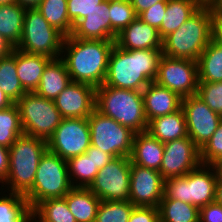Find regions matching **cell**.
Wrapping results in <instances>:
<instances>
[{
    "label": "cell",
    "mask_w": 222,
    "mask_h": 222,
    "mask_svg": "<svg viewBox=\"0 0 222 222\" xmlns=\"http://www.w3.org/2000/svg\"><path fill=\"white\" fill-rule=\"evenodd\" d=\"M39 220H36V218ZM35 220V221H34ZM76 222L64 197L50 198L32 209V222Z\"/></svg>",
    "instance_id": "29"
},
{
    "label": "cell",
    "mask_w": 222,
    "mask_h": 222,
    "mask_svg": "<svg viewBox=\"0 0 222 222\" xmlns=\"http://www.w3.org/2000/svg\"><path fill=\"white\" fill-rule=\"evenodd\" d=\"M15 46L0 34V59L13 52Z\"/></svg>",
    "instance_id": "48"
},
{
    "label": "cell",
    "mask_w": 222,
    "mask_h": 222,
    "mask_svg": "<svg viewBox=\"0 0 222 222\" xmlns=\"http://www.w3.org/2000/svg\"><path fill=\"white\" fill-rule=\"evenodd\" d=\"M196 95L222 117V81L199 82Z\"/></svg>",
    "instance_id": "38"
},
{
    "label": "cell",
    "mask_w": 222,
    "mask_h": 222,
    "mask_svg": "<svg viewBox=\"0 0 222 222\" xmlns=\"http://www.w3.org/2000/svg\"><path fill=\"white\" fill-rule=\"evenodd\" d=\"M134 207L130 201H101L94 222H128Z\"/></svg>",
    "instance_id": "37"
},
{
    "label": "cell",
    "mask_w": 222,
    "mask_h": 222,
    "mask_svg": "<svg viewBox=\"0 0 222 222\" xmlns=\"http://www.w3.org/2000/svg\"><path fill=\"white\" fill-rule=\"evenodd\" d=\"M13 104L14 102L11 101L0 88V110L9 108Z\"/></svg>",
    "instance_id": "49"
},
{
    "label": "cell",
    "mask_w": 222,
    "mask_h": 222,
    "mask_svg": "<svg viewBox=\"0 0 222 222\" xmlns=\"http://www.w3.org/2000/svg\"><path fill=\"white\" fill-rule=\"evenodd\" d=\"M164 155V143L151 136L147 131L135 133L130 160L138 166L160 170Z\"/></svg>",
    "instance_id": "21"
},
{
    "label": "cell",
    "mask_w": 222,
    "mask_h": 222,
    "mask_svg": "<svg viewBox=\"0 0 222 222\" xmlns=\"http://www.w3.org/2000/svg\"><path fill=\"white\" fill-rule=\"evenodd\" d=\"M201 6L194 0H168L166 13L158 29L163 39L179 29Z\"/></svg>",
    "instance_id": "26"
},
{
    "label": "cell",
    "mask_w": 222,
    "mask_h": 222,
    "mask_svg": "<svg viewBox=\"0 0 222 222\" xmlns=\"http://www.w3.org/2000/svg\"><path fill=\"white\" fill-rule=\"evenodd\" d=\"M160 222H199V208L176 199H162L158 206Z\"/></svg>",
    "instance_id": "34"
},
{
    "label": "cell",
    "mask_w": 222,
    "mask_h": 222,
    "mask_svg": "<svg viewBox=\"0 0 222 222\" xmlns=\"http://www.w3.org/2000/svg\"><path fill=\"white\" fill-rule=\"evenodd\" d=\"M220 159H222V120L211 138L200 149L201 164L214 165Z\"/></svg>",
    "instance_id": "39"
},
{
    "label": "cell",
    "mask_w": 222,
    "mask_h": 222,
    "mask_svg": "<svg viewBox=\"0 0 222 222\" xmlns=\"http://www.w3.org/2000/svg\"><path fill=\"white\" fill-rule=\"evenodd\" d=\"M104 0H67L68 18L73 26L81 19L85 18L99 4Z\"/></svg>",
    "instance_id": "40"
},
{
    "label": "cell",
    "mask_w": 222,
    "mask_h": 222,
    "mask_svg": "<svg viewBox=\"0 0 222 222\" xmlns=\"http://www.w3.org/2000/svg\"><path fill=\"white\" fill-rule=\"evenodd\" d=\"M51 60L40 54H30L16 48V67L19 81L26 92H35L41 81L44 68Z\"/></svg>",
    "instance_id": "22"
},
{
    "label": "cell",
    "mask_w": 222,
    "mask_h": 222,
    "mask_svg": "<svg viewBox=\"0 0 222 222\" xmlns=\"http://www.w3.org/2000/svg\"><path fill=\"white\" fill-rule=\"evenodd\" d=\"M114 45L113 40H83L65 36L61 59L71 80L90 84L95 88L104 84L109 55Z\"/></svg>",
    "instance_id": "2"
},
{
    "label": "cell",
    "mask_w": 222,
    "mask_h": 222,
    "mask_svg": "<svg viewBox=\"0 0 222 222\" xmlns=\"http://www.w3.org/2000/svg\"><path fill=\"white\" fill-rule=\"evenodd\" d=\"M15 104L24 134L45 141L52 137L63 119L54 100L41 97L35 92H26Z\"/></svg>",
    "instance_id": "8"
},
{
    "label": "cell",
    "mask_w": 222,
    "mask_h": 222,
    "mask_svg": "<svg viewBox=\"0 0 222 222\" xmlns=\"http://www.w3.org/2000/svg\"><path fill=\"white\" fill-rule=\"evenodd\" d=\"M217 181L214 165L200 164L183 177L165 179L162 199H176L201 208L215 201Z\"/></svg>",
    "instance_id": "6"
},
{
    "label": "cell",
    "mask_w": 222,
    "mask_h": 222,
    "mask_svg": "<svg viewBox=\"0 0 222 222\" xmlns=\"http://www.w3.org/2000/svg\"><path fill=\"white\" fill-rule=\"evenodd\" d=\"M197 65L199 82L222 81V46L212 39L200 54Z\"/></svg>",
    "instance_id": "28"
},
{
    "label": "cell",
    "mask_w": 222,
    "mask_h": 222,
    "mask_svg": "<svg viewBox=\"0 0 222 222\" xmlns=\"http://www.w3.org/2000/svg\"><path fill=\"white\" fill-rule=\"evenodd\" d=\"M213 7H200L179 29L162 39L163 55L197 61L213 36Z\"/></svg>",
    "instance_id": "3"
},
{
    "label": "cell",
    "mask_w": 222,
    "mask_h": 222,
    "mask_svg": "<svg viewBox=\"0 0 222 222\" xmlns=\"http://www.w3.org/2000/svg\"><path fill=\"white\" fill-rule=\"evenodd\" d=\"M167 1H159L151 8L142 12L138 18L157 29L161 27L162 20L166 13Z\"/></svg>",
    "instance_id": "41"
},
{
    "label": "cell",
    "mask_w": 222,
    "mask_h": 222,
    "mask_svg": "<svg viewBox=\"0 0 222 222\" xmlns=\"http://www.w3.org/2000/svg\"><path fill=\"white\" fill-rule=\"evenodd\" d=\"M95 110L128 127L134 133L147 131L148 120L145 115L142 91L102 84L96 87Z\"/></svg>",
    "instance_id": "4"
},
{
    "label": "cell",
    "mask_w": 222,
    "mask_h": 222,
    "mask_svg": "<svg viewBox=\"0 0 222 222\" xmlns=\"http://www.w3.org/2000/svg\"><path fill=\"white\" fill-rule=\"evenodd\" d=\"M48 150L47 141L22 134L9 147V170L5 184L9 192L25 195L34 183L41 157ZM7 182V183H6Z\"/></svg>",
    "instance_id": "5"
},
{
    "label": "cell",
    "mask_w": 222,
    "mask_h": 222,
    "mask_svg": "<svg viewBox=\"0 0 222 222\" xmlns=\"http://www.w3.org/2000/svg\"><path fill=\"white\" fill-rule=\"evenodd\" d=\"M64 37L36 8H26L22 37L15 48L55 59L61 57Z\"/></svg>",
    "instance_id": "9"
},
{
    "label": "cell",
    "mask_w": 222,
    "mask_h": 222,
    "mask_svg": "<svg viewBox=\"0 0 222 222\" xmlns=\"http://www.w3.org/2000/svg\"><path fill=\"white\" fill-rule=\"evenodd\" d=\"M91 145L113 157H130L134 132L94 110L88 117Z\"/></svg>",
    "instance_id": "10"
},
{
    "label": "cell",
    "mask_w": 222,
    "mask_h": 222,
    "mask_svg": "<svg viewBox=\"0 0 222 222\" xmlns=\"http://www.w3.org/2000/svg\"><path fill=\"white\" fill-rule=\"evenodd\" d=\"M76 222H94L101 200L89 189L73 187L64 197Z\"/></svg>",
    "instance_id": "25"
},
{
    "label": "cell",
    "mask_w": 222,
    "mask_h": 222,
    "mask_svg": "<svg viewBox=\"0 0 222 222\" xmlns=\"http://www.w3.org/2000/svg\"><path fill=\"white\" fill-rule=\"evenodd\" d=\"M67 167L73 187L88 188L99 172L93 161V152H85L84 154L68 159Z\"/></svg>",
    "instance_id": "31"
},
{
    "label": "cell",
    "mask_w": 222,
    "mask_h": 222,
    "mask_svg": "<svg viewBox=\"0 0 222 222\" xmlns=\"http://www.w3.org/2000/svg\"><path fill=\"white\" fill-rule=\"evenodd\" d=\"M201 7H214L218 0H194Z\"/></svg>",
    "instance_id": "52"
},
{
    "label": "cell",
    "mask_w": 222,
    "mask_h": 222,
    "mask_svg": "<svg viewBox=\"0 0 222 222\" xmlns=\"http://www.w3.org/2000/svg\"><path fill=\"white\" fill-rule=\"evenodd\" d=\"M16 3V0H0V5Z\"/></svg>",
    "instance_id": "55"
},
{
    "label": "cell",
    "mask_w": 222,
    "mask_h": 222,
    "mask_svg": "<svg viewBox=\"0 0 222 222\" xmlns=\"http://www.w3.org/2000/svg\"><path fill=\"white\" fill-rule=\"evenodd\" d=\"M212 39L222 46V14H214Z\"/></svg>",
    "instance_id": "47"
},
{
    "label": "cell",
    "mask_w": 222,
    "mask_h": 222,
    "mask_svg": "<svg viewBox=\"0 0 222 222\" xmlns=\"http://www.w3.org/2000/svg\"><path fill=\"white\" fill-rule=\"evenodd\" d=\"M41 0H16V3L25 8H36Z\"/></svg>",
    "instance_id": "51"
},
{
    "label": "cell",
    "mask_w": 222,
    "mask_h": 222,
    "mask_svg": "<svg viewBox=\"0 0 222 222\" xmlns=\"http://www.w3.org/2000/svg\"><path fill=\"white\" fill-rule=\"evenodd\" d=\"M109 0H104L74 26L71 37L83 40H110Z\"/></svg>",
    "instance_id": "20"
},
{
    "label": "cell",
    "mask_w": 222,
    "mask_h": 222,
    "mask_svg": "<svg viewBox=\"0 0 222 222\" xmlns=\"http://www.w3.org/2000/svg\"><path fill=\"white\" fill-rule=\"evenodd\" d=\"M36 9L64 36H70L73 24L68 18L67 0H41Z\"/></svg>",
    "instance_id": "33"
},
{
    "label": "cell",
    "mask_w": 222,
    "mask_h": 222,
    "mask_svg": "<svg viewBox=\"0 0 222 222\" xmlns=\"http://www.w3.org/2000/svg\"><path fill=\"white\" fill-rule=\"evenodd\" d=\"M24 134L17 105L0 110V145L9 148Z\"/></svg>",
    "instance_id": "35"
},
{
    "label": "cell",
    "mask_w": 222,
    "mask_h": 222,
    "mask_svg": "<svg viewBox=\"0 0 222 222\" xmlns=\"http://www.w3.org/2000/svg\"><path fill=\"white\" fill-rule=\"evenodd\" d=\"M71 81V77L61 57L51 59L44 68L41 81L35 93L46 99L55 100Z\"/></svg>",
    "instance_id": "23"
},
{
    "label": "cell",
    "mask_w": 222,
    "mask_h": 222,
    "mask_svg": "<svg viewBox=\"0 0 222 222\" xmlns=\"http://www.w3.org/2000/svg\"><path fill=\"white\" fill-rule=\"evenodd\" d=\"M188 137L201 149L216 131L222 117L212 111L197 95L182 99Z\"/></svg>",
    "instance_id": "14"
},
{
    "label": "cell",
    "mask_w": 222,
    "mask_h": 222,
    "mask_svg": "<svg viewBox=\"0 0 222 222\" xmlns=\"http://www.w3.org/2000/svg\"><path fill=\"white\" fill-rule=\"evenodd\" d=\"M215 202L222 205V178H218L216 184Z\"/></svg>",
    "instance_id": "50"
},
{
    "label": "cell",
    "mask_w": 222,
    "mask_h": 222,
    "mask_svg": "<svg viewBox=\"0 0 222 222\" xmlns=\"http://www.w3.org/2000/svg\"><path fill=\"white\" fill-rule=\"evenodd\" d=\"M86 152H93V161L95 167L99 170L103 168L106 164H108L114 157L99 148H96L92 145L86 150Z\"/></svg>",
    "instance_id": "44"
},
{
    "label": "cell",
    "mask_w": 222,
    "mask_h": 222,
    "mask_svg": "<svg viewBox=\"0 0 222 222\" xmlns=\"http://www.w3.org/2000/svg\"><path fill=\"white\" fill-rule=\"evenodd\" d=\"M9 170V148L0 145V183H4Z\"/></svg>",
    "instance_id": "45"
},
{
    "label": "cell",
    "mask_w": 222,
    "mask_h": 222,
    "mask_svg": "<svg viewBox=\"0 0 222 222\" xmlns=\"http://www.w3.org/2000/svg\"><path fill=\"white\" fill-rule=\"evenodd\" d=\"M130 157H114L88 187L101 201L130 200Z\"/></svg>",
    "instance_id": "11"
},
{
    "label": "cell",
    "mask_w": 222,
    "mask_h": 222,
    "mask_svg": "<svg viewBox=\"0 0 222 222\" xmlns=\"http://www.w3.org/2000/svg\"><path fill=\"white\" fill-rule=\"evenodd\" d=\"M147 132L162 143L188 137L185 115L182 108L174 113L150 120Z\"/></svg>",
    "instance_id": "24"
},
{
    "label": "cell",
    "mask_w": 222,
    "mask_h": 222,
    "mask_svg": "<svg viewBox=\"0 0 222 222\" xmlns=\"http://www.w3.org/2000/svg\"><path fill=\"white\" fill-rule=\"evenodd\" d=\"M162 49L125 50L113 46L103 85L142 91L155 81Z\"/></svg>",
    "instance_id": "1"
},
{
    "label": "cell",
    "mask_w": 222,
    "mask_h": 222,
    "mask_svg": "<svg viewBox=\"0 0 222 222\" xmlns=\"http://www.w3.org/2000/svg\"><path fill=\"white\" fill-rule=\"evenodd\" d=\"M164 179L159 171L130 166V202L134 206L158 208L163 198Z\"/></svg>",
    "instance_id": "16"
},
{
    "label": "cell",
    "mask_w": 222,
    "mask_h": 222,
    "mask_svg": "<svg viewBox=\"0 0 222 222\" xmlns=\"http://www.w3.org/2000/svg\"><path fill=\"white\" fill-rule=\"evenodd\" d=\"M115 45L125 50L162 49V38L157 28L137 17L117 34Z\"/></svg>",
    "instance_id": "18"
},
{
    "label": "cell",
    "mask_w": 222,
    "mask_h": 222,
    "mask_svg": "<svg viewBox=\"0 0 222 222\" xmlns=\"http://www.w3.org/2000/svg\"><path fill=\"white\" fill-rule=\"evenodd\" d=\"M200 164V149L189 137H183L164 143V155L159 172L164 180L183 177Z\"/></svg>",
    "instance_id": "15"
},
{
    "label": "cell",
    "mask_w": 222,
    "mask_h": 222,
    "mask_svg": "<svg viewBox=\"0 0 222 222\" xmlns=\"http://www.w3.org/2000/svg\"><path fill=\"white\" fill-rule=\"evenodd\" d=\"M25 12L17 3L0 5V34L15 47L22 37Z\"/></svg>",
    "instance_id": "27"
},
{
    "label": "cell",
    "mask_w": 222,
    "mask_h": 222,
    "mask_svg": "<svg viewBox=\"0 0 222 222\" xmlns=\"http://www.w3.org/2000/svg\"><path fill=\"white\" fill-rule=\"evenodd\" d=\"M110 40L137 18L130 0H109Z\"/></svg>",
    "instance_id": "36"
},
{
    "label": "cell",
    "mask_w": 222,
    "mask_h": 222,
    "mask_svg": "<svg viewBox=\"0 0 222 222\" xmlns=\"http://www.w3.org/2000/svg\"><path fill=\"white\" fill-rule=\"evenodd\" d=\"M128 222H160L159 210L156 207L135 206Z\"/></svg>",
    "instance_id": "42"
},
{
    "label": "cell",
    "mask_w": 222,
    "mask_h": 222,
    "mask_svg": "<svg viewBox=\"0 0 222 222\" xmlns=\"http://www.w3.org/2000/svg\"><path fill=\"white\" fill-rule=\"evenodd\" d=\"M199 222H222V205L214 201L199 208Z\"/></svg>",
    "instance_id": "43"
},
{
    "label": "cell",
    "mask_w": 222,
    "mask_h": 222,
    "mask_svg": "<svg viewBox=\"0 0 222 222\" xmlns=\"http://www.w3.org/2000/svg\"><path fill=\"white\" fill-rule=\"evenodd\" d=\"M155 82L182 99L196 95L199 84L197 61L162 55Z\"/></svg>",
    "instance_id": "12"
},
{
    "label": "cell",
    "mask_w": 222,
    "mask_h": 222,
    "mask_svg": "<svg viewBox=\"0 0 222 222\" xmlns=\"http://www.w3.org/2000/svg\"><path fill=\"white\" fill-rule=\"evenodd\" d=\"M159 1H168V0H130L131 5L133 6L137 17L142 12L146 11L148 8H151Z\"/></svg>",
    "instance_id": "46"
},
{
    "label": "cell",
    "mask_w": 222,
    "mask_h": 222,
    "mask_svg": "<svg viewBox=\"0 0 222 222\" xmlns=\"http://www.w3.org/2000/svg\"><path fill=\"white\" fill-rule=\"evenodd\" d=\"M215 13L222 14V0H218L216 5L213 7Z\"/></svg>",
    "instance_id": "54"
},
{
    "label": "cell",
    "mask_w": 222,
    "mask_h": 222,
    "mask_svg": "<svg viewBox=\"0 0 222 222\" xmlns=\"http://www.w3.org/2000/svg\"><path fill=\"white\" fill-rule=\"evenodd\" d=\"M72 188L67 160L47 150L38 164L32 188L24 196L33 209L43 200L65 197Z\"/></svg>",
    "instance_id": "7"
},
{
    "label": "cell",
    "mask_w": 222,
    "mask_h": 222,
    "mask_svg": "<svg viewBox=\"0 0 222 222\" xmlns=\"http://www.w3.org/2000/svg\"><path fill=\"white\" fill-rule=\"evenodd\" d=\"M95 91L90 84L71 81L55 98L56 108L63 118H88L95 110Z\"/></svg>",
    "instance_id": "17"
},
{
    "label": "cell",
    "mask_w": 222,
    "mask_h": 222,
    "mask_svg": "<svg viewBox=\"0 0 222 222\" xmlns=\"http://www.w3.org/2000/svg\"><path fill=\"white\" fill-rule=\"evenodd\" d=\"M142 96L148 122L156 117L174 113L181 108L182 98L155 81L150 82L142 90Z\"/></svg>",
    "instance_id": "19"
},
{
    "label": "cell",
    "mask_w": 222,
    "mask_h": 222,
    "mask_svg": "<svg viewBox=\"0 0 222 222\" xmlns=\"http://www.w3.org/2000/svg\"><path fill=\"white\" fill-rule=\"evenodd\" d=\"M31 221L32 209L24 195L10 192L5 197H0V222Z\"/></svg>",
    "instance_id": "32"
},
{
    "label": "cell",
    "mask_w": 222,
    "mask_h": 222,
    "mask_svg": "<svg viewBox=\"0 0 222 222\" xmlns=\"http://www.w3.org/2000/svg\"><path fill=\"white\" fill-rule=\"evenodd\" d=\"M214 167L216 168L218 178H222V159L215 163Z\"/></svg>",
    "instance_id": "53"
},
{
    "label": "cell",
    "mask_w": 222,
    "mask_h": 222,
    "mask_svg": "<svg viewBox=\"0 0 222 222\" xmlns=\"http://www.w3.org/2000/svg\"><path fill=\"white\" fill-rule=\"evenodd\" d=\"M47 143L64 160L84 154L91 145L88 118H63Z\"/></svg>",
    "instance_id": "13"
},
{
    "label": "cell",
    "mask_w": 222,
    "mask_h": 222,
    "mask_svg": "<svg viewBox=\"0 0 222 222\" xmlns=\"http://www.w3.org/2000/svg\"><path fill=\"white\" fill-rule=\"evenodd\" d=\"M0 88L14 103L26 93L17 74L16 48L11 54L0 59Z\"/></svg>",
    "instance_id": "30"
}]
</instances>
